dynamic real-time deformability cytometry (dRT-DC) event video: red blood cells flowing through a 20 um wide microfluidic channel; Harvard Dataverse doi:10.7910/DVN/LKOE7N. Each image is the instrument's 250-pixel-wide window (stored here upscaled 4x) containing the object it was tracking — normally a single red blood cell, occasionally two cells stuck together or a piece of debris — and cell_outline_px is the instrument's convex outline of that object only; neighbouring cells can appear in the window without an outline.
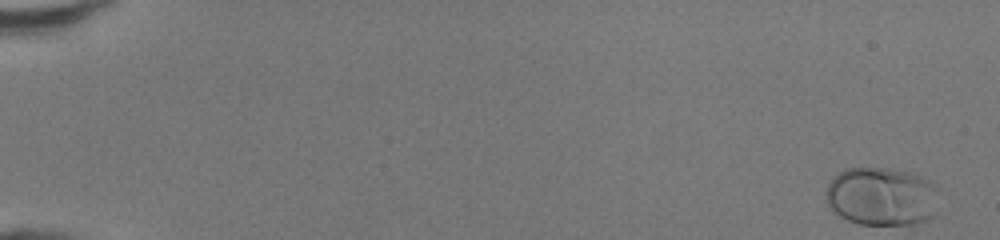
{"species": "human", "species_latin": "Homo sapiens", "temperature_condition": "room temperature", "stored_images_in_passage": 48, "camera_frame_rate_fps": 3000, "um_per_image_px": 0.085, "donor": {"sex": "female"}, "frame": {"image": 1, "passage_image": 1, "time_ms": 0.0, "image_size_px": [1000, 240], "cell_outline_px": [[940, 188], [928, 216], [924, 220], [916, 224], [860, 224], [848, 220], [840, 216], [828, 204], [824, 196], [824, 192], [828, 184], [840, 172], [848, 168], [888, 168], [912, 172], [936, 184]], "centroid_in_image_um": [74.9, 16.67], "position_along_channel_um": 10.1, "area_um2": 38.15}}
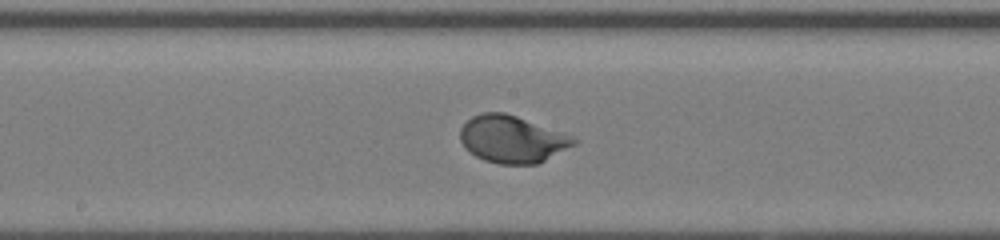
{"frame": {"image": 2, "passage_image": 27, "time_ms": 8.667, "image_size_px": [1000, 240], "cell_outline_px": [[580, 140], [576, 144], [540, 164], [500, 164], [484, 160], [476, 156], [464, 148], [460, 140], [460, 128], [472, 116], [480, 112], [504, 112], [576, 136]], "centroid_in_image_um": [43.57, 11.84], "position_along_channel_um": 204.6, "area_um2": 31.67}}
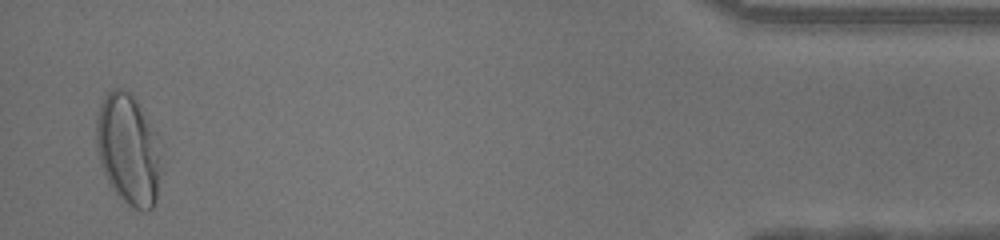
{"frame": {"image": 3, "passage_image": 47, "time_ms": 15.333, "image_size_px": [1000, 240], "cell_outline_px": [[156, 200], [152, 208], [144, 212], [128, 204], [112, 188], [100, 164], [96, 144], [96, 120], [100, 104], [104, 96], [112, 88], [124, 88], [140, 104], [156, 132]], "centroid_in_image_um": [10.83, 12.63], "position_along_channel_um": 424.4, "area_um2": 40.63}, "authors_computed_cell_mechanics": {"area_um2": 31.1253, "velocity_mm_per_s": 4.3337, "shape_relaxation_time_tau1_ms": 2.1897, "shape_relaxation_time_tau2_ms": null, "deformation_change_tau1": 0.1551, "deformation_change_tau2": null}}